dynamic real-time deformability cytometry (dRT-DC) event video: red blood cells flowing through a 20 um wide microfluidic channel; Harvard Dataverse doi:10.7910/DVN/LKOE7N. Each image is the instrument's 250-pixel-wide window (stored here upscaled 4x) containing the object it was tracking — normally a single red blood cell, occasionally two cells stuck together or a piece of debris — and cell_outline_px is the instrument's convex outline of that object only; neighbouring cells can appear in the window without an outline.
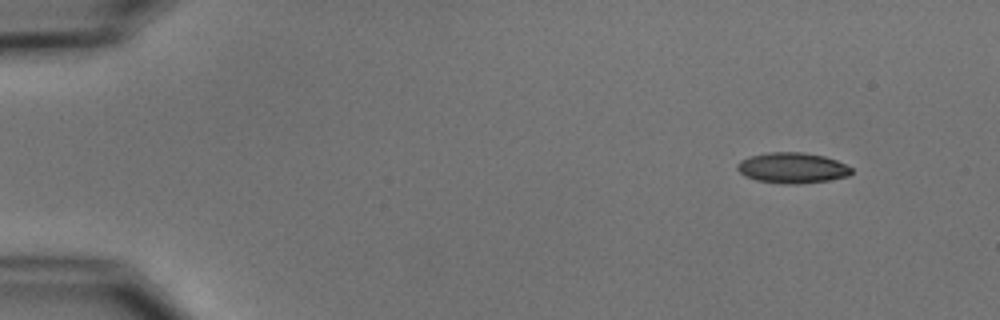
{"species": "common noctule bat (a hibernating species)", "species_latin": "Nyctalus noctula", "temperature_condition": "cold", "stored_images_in_passage": 4, "camera_frame_rate_fps": 3000, "um_per_image_px": 0.085, "animal": {"sex": "male", "body_mass_g": 15.6}, "frame": {"image": 1, "passage_image": 1, "time_ms": 0.0, "image_size_px": [1000, 320], "cell_outline_px": [[852, 172], [848, 176], [828, 180], [796, 184], [784, 184], [756, 180], [744, 176], [736, 168], [736, 164], [740, 160], [748, 156], [768, 152], [804, 152], [824, 156], [836, 160], [852, 168]], "centroid_in_image_um": [67.3, 14.26], "position_along_channel_um": 17.7, "area_um2": 20.46}}
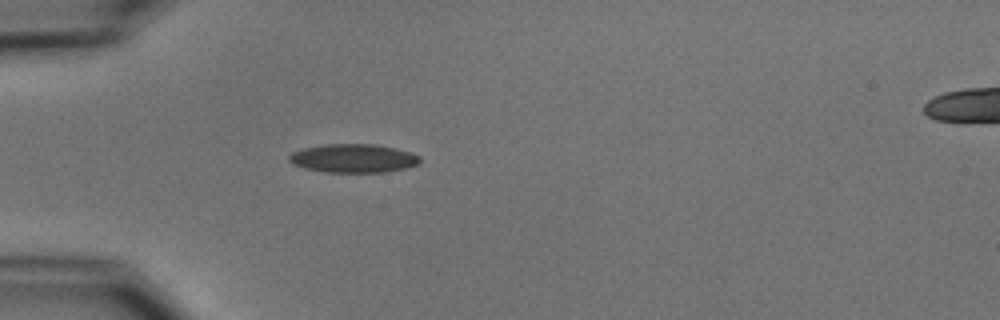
{"frame": {"image": 2, "passage_image": 4, "time_ms": 3.667, "image_size_px": [1000, 320], "cell_outline_px": [[420, 164], [404, 168], [384, 172], [324, 172], [304, 168], [292, 164], [288, 160], [288, 156], [292, 152], [304, 148], [324, 144], [376, 144], [396, 148], [420, 156]], "centroid_in_image_um": [30.01, 13.45], "position_along_channel_um": 55.0, "area_um2": 21.85}}